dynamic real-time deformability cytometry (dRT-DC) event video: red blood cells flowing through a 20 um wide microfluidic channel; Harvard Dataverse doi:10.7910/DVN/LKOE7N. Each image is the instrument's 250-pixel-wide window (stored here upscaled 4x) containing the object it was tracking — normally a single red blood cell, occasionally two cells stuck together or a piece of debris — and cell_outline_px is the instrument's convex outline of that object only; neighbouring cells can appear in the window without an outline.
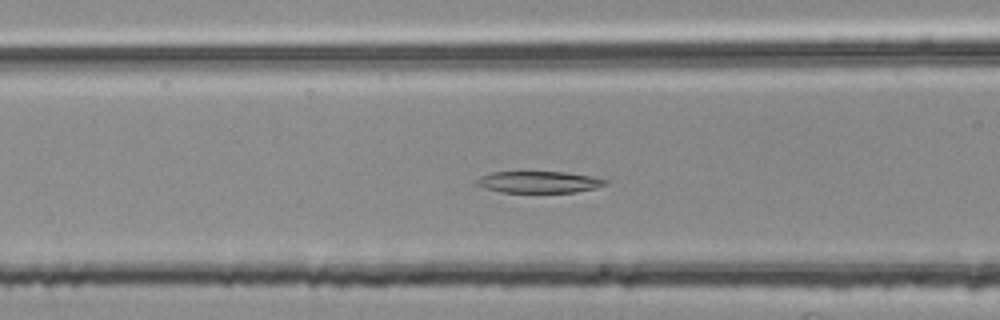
{"species": "common noctule bat (a hibernating species)", "species_latin": "Nyctalus noctula", "temperature_condition": "room temperature", "stored_images_in_passage": 49, "camera_frame_rate_fps": 3000, "um_per_image_px": 0.085, "animal": {"sex": "female", "body_mass_g": 25.1}, "frame": {"image": 1, "passage_image": 21, "time_ms": 6.667, "image_size_px": [1000, 320], "cell_outline_px": [[608, 184], [596, 188], [576, 192], [500, 192], [484, 188], [476, 184], [476, 180], [480, 176], [492, 172], [564, 172], [592, 176], [608, 180]], "centroid_in_image_um": [45.82, 15.47], "position_along_channel_um": 120.8, "area_um2": 16.24}}
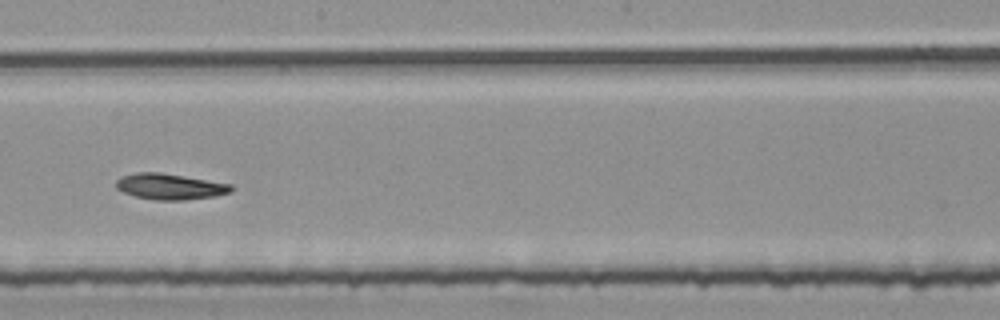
{"frame": {"image": 2, "passage_image": 30, "time_ms": 9.667, "image_size_px": [1000, 320], "cell_outline_px": [[236, 188], [232, 192], [216, 196], [184, 200], [156, 200], [136, 196], [124, 192], [116, 188], [116, 180], [120, 176], [136, 172], [160, 172], [232, 184]], "centroid_in_image_um": [14.48, 15.85], "position_along_channel_um": 233.7, "area_um2": 17.51}}
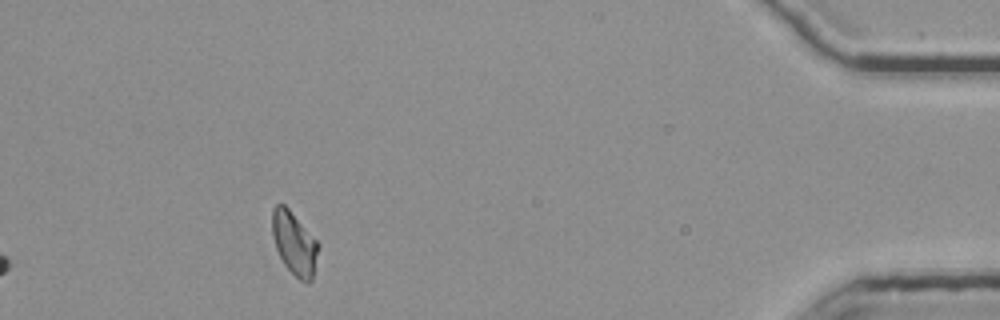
{"frame": {"image": 3, "passage_image": 49, "time_ms": 16.0, "image_size_px": [1000, 320], "cell_outline_px": [[320, 244], [312, 280], [308, 284], [300, 280], [284, 264], [276, 248], [272, 236], [272, 208], [276, 204], [284, 204], [288, 208]], "centroid_in_image_um": [25.02, 20.68], "position_along_channel_um": 410.2, "area_um2": 16.88}}